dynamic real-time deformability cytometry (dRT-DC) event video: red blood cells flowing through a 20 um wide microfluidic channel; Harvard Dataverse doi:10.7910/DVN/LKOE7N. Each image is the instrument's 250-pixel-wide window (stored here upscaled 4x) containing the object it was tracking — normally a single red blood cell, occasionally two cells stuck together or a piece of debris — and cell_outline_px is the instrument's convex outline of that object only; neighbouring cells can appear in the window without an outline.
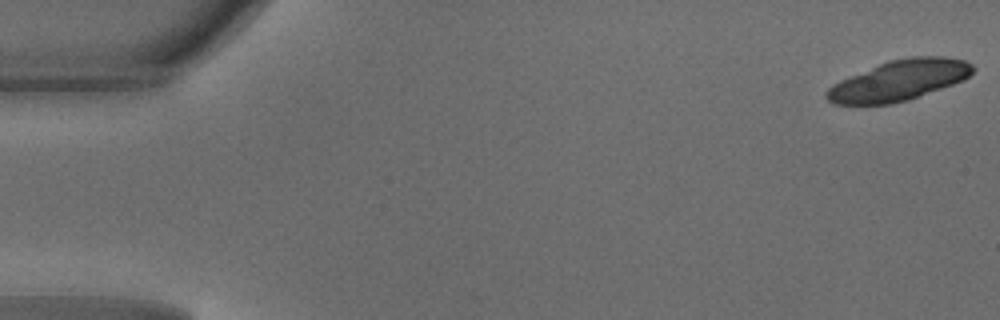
{"species": "common noctule bat (a hibernating species)", "species_latin": "Nyctalus noctula", "temperature_condition": "warm", "stored_images_in_passage": 13, "camera_frame_rate_fps": 3000, "um_per_image_px": 0.085, "animal": {"sex": "male", "body_mass_g": 18.8}, "frame": {"image": 1, "passage_image": 1, "time_ms": 0.0, "image_size_px": [1000, 320], "cell_outline_px": [[976, 68], [964, 80], [908, 100], [892, 104], [832, 104], [824, 96], [824, 92], [832, 84], [840, 80], [888, 60], [912, 56], [944, 56], [964, 60], [972, 64]], "centroid_in_image_um": [76.41, 6.83], "position_along_channel_um": 8.6, "area_um2": 34.51}}